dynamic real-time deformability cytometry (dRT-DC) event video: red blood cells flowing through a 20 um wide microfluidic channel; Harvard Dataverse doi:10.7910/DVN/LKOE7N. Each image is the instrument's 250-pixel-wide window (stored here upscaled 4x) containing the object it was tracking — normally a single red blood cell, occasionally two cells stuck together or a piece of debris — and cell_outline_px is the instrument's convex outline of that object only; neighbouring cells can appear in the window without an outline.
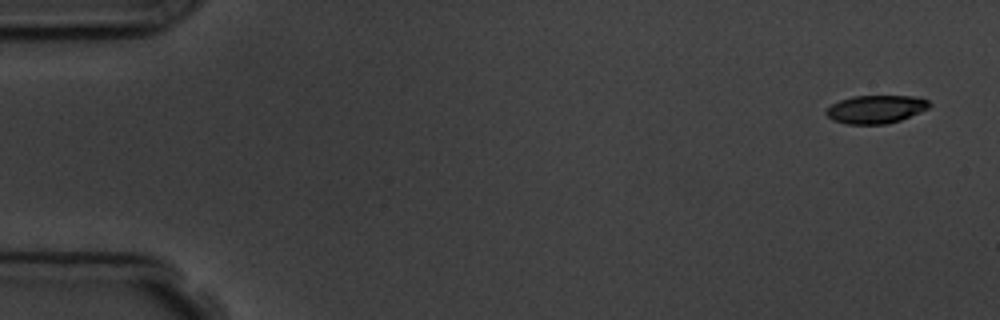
{"species": "common noctule bat (a hibernating species)", "species_latin": "Nyctalus noctula", "temperature_condition": "room temperature", "stored_images_in_passage": 5, "camera_frame_rate_fps": 3000, "um_per_image_px": 0.085, "animal": {"sex": "male", "body_mass_g": 19.5, "forearm_length_mm": 54.6}, "frame": {"image": 1, "passage_image": 1, "time_ms": 0.0, "image_size_px": [1000, 320], "cell_outline_px": [[932, 104], [928, 108], [900, 120], [888, 124], [844, 124], [832, 120], [824, 112], [832, 104], [840, 100], [852, 96], [912, 96], [928, 100]], "centroid_in_image_um": [74.42, 9.29], "position_along_channel_um": 10.6, "area_um2": 16.88}}
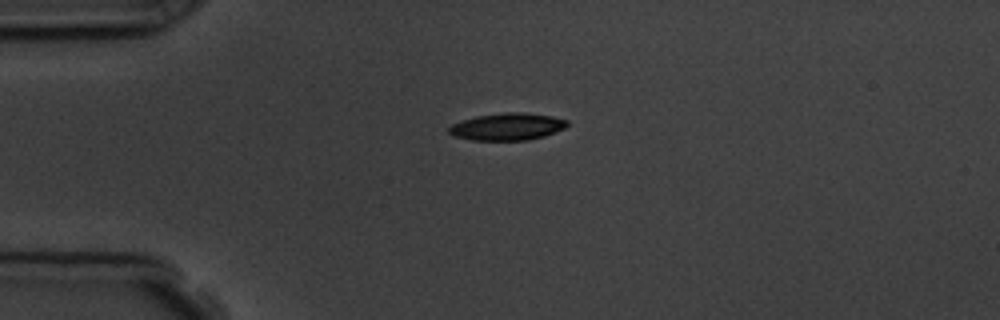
{"frame": {"image": 2, "passage_image": 4, "time_ms": 3.667, "image_size_px": [1000, 320], "cell_outline_px": [[568, 124], [564, 128], [544, 136], [528, 140], [472, 140], [456, 136], [448, 132], [448, 128], [452, 124], [476, 116], [504, 112], [524, 112], [552, 116], [568, 120]], "centroid_in_image_um": [43.14, 10.76], "position_along_channel_um": 41.9, "area_um2": 18.61}}